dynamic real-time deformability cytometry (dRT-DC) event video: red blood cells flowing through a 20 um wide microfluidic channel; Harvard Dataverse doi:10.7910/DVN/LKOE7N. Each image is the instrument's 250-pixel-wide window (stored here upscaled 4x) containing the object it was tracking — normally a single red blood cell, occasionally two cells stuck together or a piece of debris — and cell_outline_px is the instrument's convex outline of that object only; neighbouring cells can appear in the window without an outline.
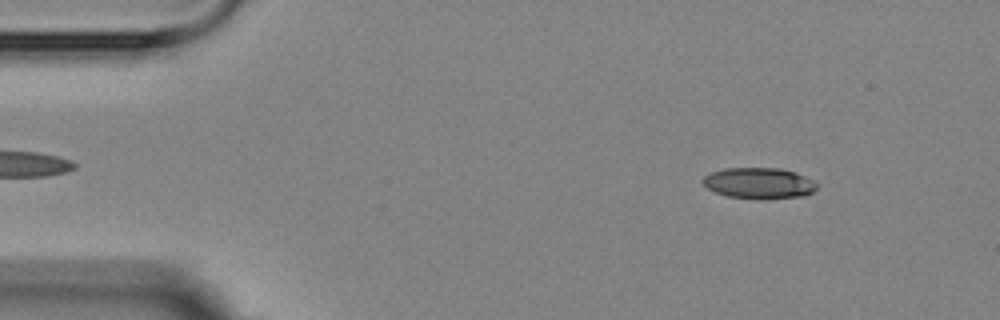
{"species": "Egyptian fruit bat (a non-hibernating species)", "species_latin": "Rousettus aegyptiacus", "temperature_condition": "room temperature", "stored_images_in_passage": 4, "camera_frame_rate_fps": 3000, "um_per_image_px": 0.085, "animal": {"sex": "female"}, "frame": {"image": 1, "passage_image": 1, "time_ms": 0.0, "image_size_px": [1000, 320], "cell_outline_px": [[820, 184], [812, 192], [804, 196], [728, 196], [716, 192], [708, 188], [700, 180], [704, 176], [712, 172], [724, 168], [780, 168], [796, 172], [816, 180]], "centroid_in_image_um": [64.55, 15.5], "position_along_channel_um": 20.5, "area_um2": 19.88}}
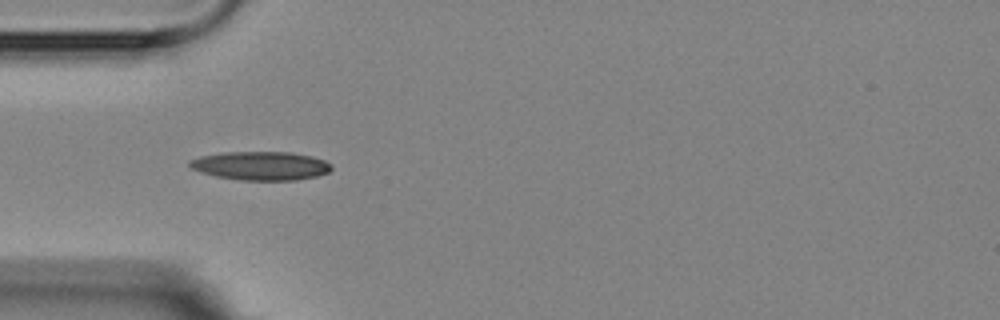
{"frame": {"image": 2, "passage_image": 3, "time_ms": 3.333, "image_size_px": [1000, 320], "cell_outline_px": [[332, 168], [328, 172], [316, 176], [296, 180], [240, 180], [216, 176], [200, 172], [192, 168], [188, 164], [188, 160], [200, 156], [224, 152], [292, 152], [312, 156], [324, 160], [332, 164]], "centroid_in_image_um": [22.16, 14.08], "position_along_channel_um": 62.8, "area_um2": 23.76}}
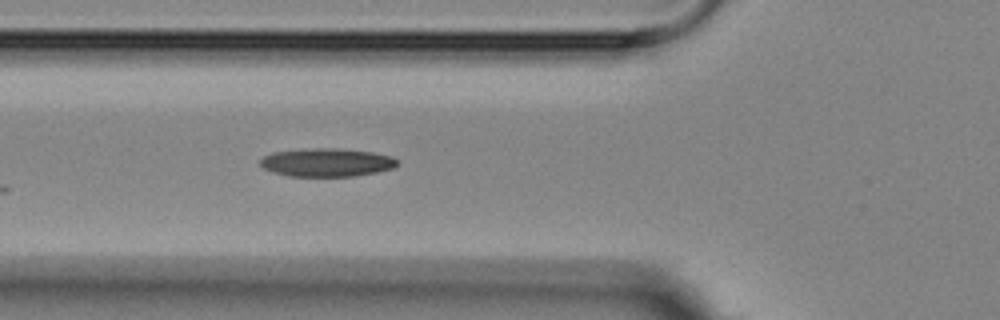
{"frame": {"image": 3, "passage_image": 4, "time_ms": 4.333, "image_size_px": [1000, 320], "cell_outline_px": [[396, 164], [392, 168], [376, 172], [356, 176], [288, 176], [272, 172], [264, 168], [260, 164], [260, 160], [264, 156], [272, 152], [316, 148], [336, 148], [372, 152], [392, 156], [396, 160]], "centroid_in_image_um": [27.74, 13.81], "position_along_channel_um": 98.1, "area_um2": 22.43}}